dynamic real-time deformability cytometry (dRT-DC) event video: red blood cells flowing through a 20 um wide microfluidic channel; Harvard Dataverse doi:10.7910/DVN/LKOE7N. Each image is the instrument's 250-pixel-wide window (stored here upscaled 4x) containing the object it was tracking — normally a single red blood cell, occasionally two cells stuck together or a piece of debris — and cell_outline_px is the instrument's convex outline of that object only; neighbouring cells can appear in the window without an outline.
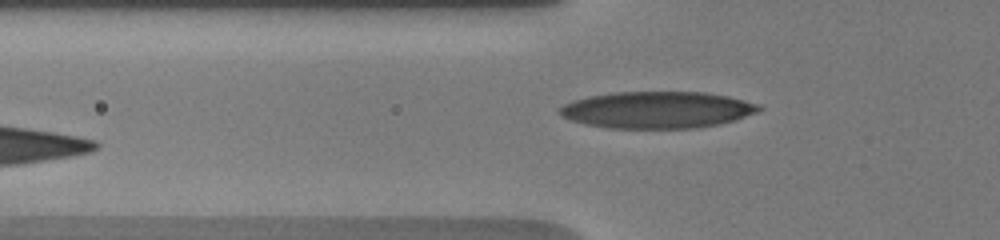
{"species": "human", "species_latin": "Homo sapiens", "temperature_condition": "warm", "stored_images_in_passage": 4, "camera_frame_rate_fps": 3000, "um_per_image_px": 0.085, "donor": {"sex": "male"}, "frame": {"image": 1, "passage_image": 4, "time_ms": 1.667, "image_size_px": [1000, 240], "cell_outline_px": [[764, 108], [760, 112], [720, 124], [696, 128], [612, 128], [588, 124], [572, 120], [560, 116], [560, 108], [564, 104], [572, 100], [588, 96], [616, 92], [704, 92], [728, 96], [760, 104]], "centroid_in_image_um": [55.91, 9.33], "position_along_channel_um": 69.9, "area_um2": 42.71}}